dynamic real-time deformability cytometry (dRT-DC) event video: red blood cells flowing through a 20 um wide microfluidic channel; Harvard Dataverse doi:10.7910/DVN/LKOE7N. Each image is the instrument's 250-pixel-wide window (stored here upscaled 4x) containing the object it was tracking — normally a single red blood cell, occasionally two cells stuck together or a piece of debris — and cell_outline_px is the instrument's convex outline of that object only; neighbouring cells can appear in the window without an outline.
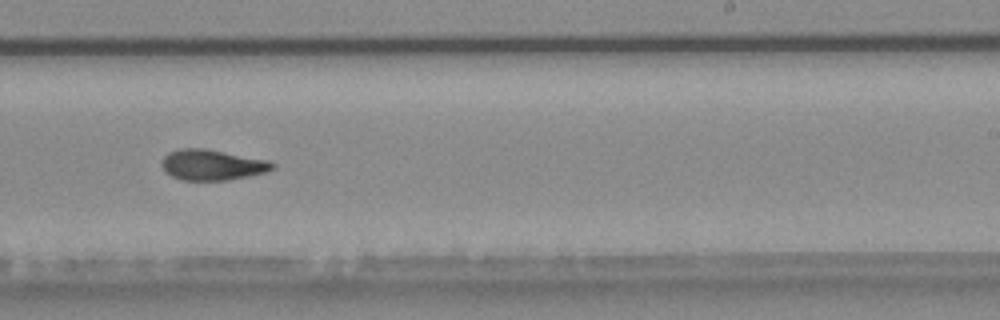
{"species": "common noctule bat (a hibernating species)", "species_latin": "Nyctalus noctula", "temperature_condition": "warm", "stored_images_in_passage": 40, "camera_frame_rate_fps": 3000, "um_per_image_px": 0.085, "animal": {"sex": "male", "body_mass_g": 20.4}, "frame": {"image": 1, "passage_image": 23, "time_ms": 7.333, "image_size_px": [1000, 320], "cell_outline_px": [[276, 168], [268, 172], [228, 180], [180, 180], [172, 176], [160, 164], [164, 156], [168, 152], [180, 148], [204, 148], [272, 160], [276, 164]], "centroid_in_image_um": [18.1, 14.0], "position_along_channel_um": 270.9, "area_um2": 20.06}}